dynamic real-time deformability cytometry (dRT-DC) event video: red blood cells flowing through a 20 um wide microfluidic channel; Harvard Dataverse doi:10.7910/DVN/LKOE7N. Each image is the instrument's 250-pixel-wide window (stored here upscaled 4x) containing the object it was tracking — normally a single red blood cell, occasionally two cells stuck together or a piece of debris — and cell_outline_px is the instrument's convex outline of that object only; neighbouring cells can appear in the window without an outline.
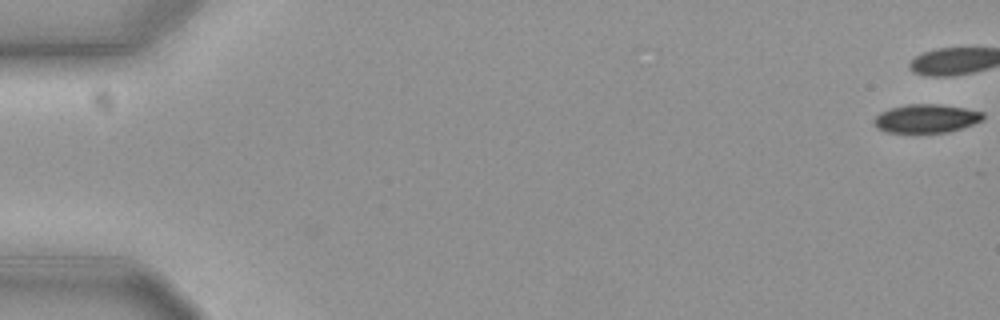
{"species": "common noctule bat (a hibernating species)", "species_latin": "Nyctalus noctula", "temperature_condition": "cold", "stored_images_in_passage": 18, "camera_frame_rate_fps": 3000, "um_per_image_px": 0.085, "animal": {"sex": "female", "body_mass_g": 19.3, "forearm_length_mm": 54.1}, "frame": {"image": 1, "passage_image": 1, "time_ms": 0.0, "image_size_px": [1000, 320], "cell_outline_px": [[984, 120], [948, 132], [888, 132], [876, 128], [872, 120], [880, 112], [892, 108], [908, 104], [936, 104], [964, 108], [984, 112]], "centroid_in_image_um": [78.72, 10.07], "position_along_channel_um": 6.3, "area_um2": 17.98}}